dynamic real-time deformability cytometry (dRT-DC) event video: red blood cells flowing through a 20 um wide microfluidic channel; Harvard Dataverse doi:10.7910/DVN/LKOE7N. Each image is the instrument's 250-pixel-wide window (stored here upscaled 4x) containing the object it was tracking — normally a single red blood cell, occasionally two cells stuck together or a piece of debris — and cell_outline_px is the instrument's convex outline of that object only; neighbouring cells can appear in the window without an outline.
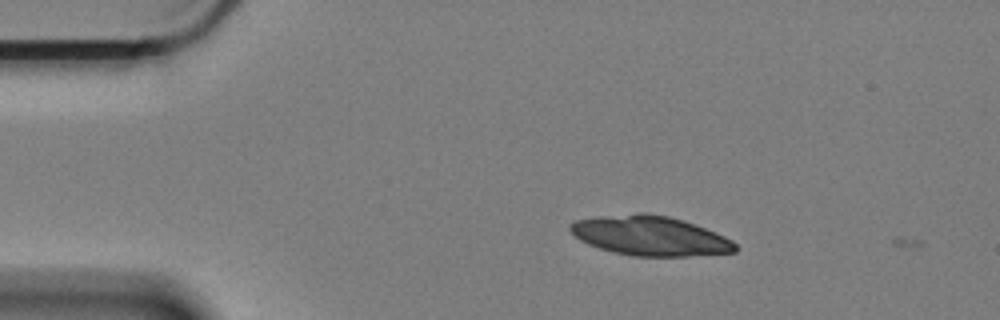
{"species": "Egyptian fruit bat (a non-hibernating species)", "species_latin": "Rousettus aegyptiacus", "temperature_condition": "cold", "stored_images_in_passage": 4, "camera_frame_rate_fps": 3000, "um_per_image_px": 0.085, "animal": {"sex": "female"}, "frame": {"image": 1, "passage_image": 3, "time_ms": 0.667, "image_size_px": [1000, 320], "cell_outline_px": [[736, 252], [688, 256], [632, 256], [612, 252], [588, 244], [580, 240], [568, 228], [576, 220], [640, 212], [644, 212], [668, 216], [684, 220], [724, 236], [732, 240], [736, 244]], "centroid_in_image_um": [55.28, 20.05], "position_along_channel_um": 29.7, "area_um2": 37.74}}